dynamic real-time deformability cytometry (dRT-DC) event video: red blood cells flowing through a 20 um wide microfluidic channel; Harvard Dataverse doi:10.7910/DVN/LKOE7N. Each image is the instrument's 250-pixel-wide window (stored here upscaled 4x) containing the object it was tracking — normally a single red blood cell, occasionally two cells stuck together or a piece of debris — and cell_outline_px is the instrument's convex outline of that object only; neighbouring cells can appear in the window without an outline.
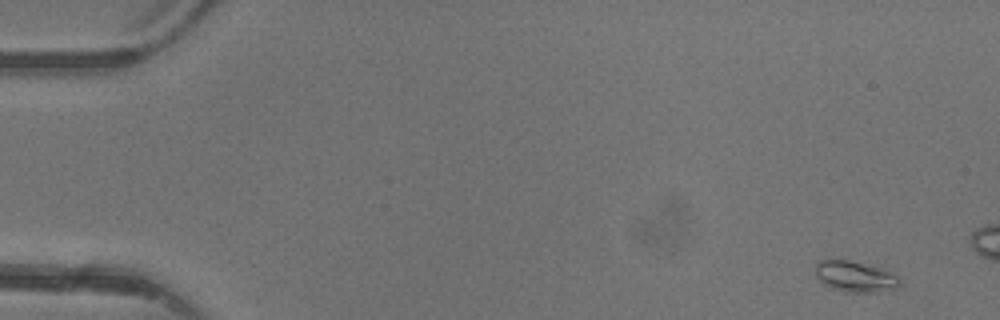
{"species": "common noctule bat (a hibernating species)", "species_latin": "Nyctalus noctula", "temperature_condition": "warm", "stored_images_in_passage": 4, "camera_frame_rate_fps": 3000, "um_per_image_px": 0.085, "animal": {"sex": "female"}, "frame": {"image": 1, "passage_image": 1, "time_ms": 0.0, "image_size_px": [1000, 320], "cell_outline_px": [[900, 284], [896, 288], [880, 292], [848, 292], [832, 288], [824, 284], [816, 276], [816, 264], [820, 260], [828, 256], [848, 260], [880, 268], [900, 276]], "centroid_in_image_um": [72.66, 23.48], "position_along_channel_um": 12.3, "area_um2": 15.43}}